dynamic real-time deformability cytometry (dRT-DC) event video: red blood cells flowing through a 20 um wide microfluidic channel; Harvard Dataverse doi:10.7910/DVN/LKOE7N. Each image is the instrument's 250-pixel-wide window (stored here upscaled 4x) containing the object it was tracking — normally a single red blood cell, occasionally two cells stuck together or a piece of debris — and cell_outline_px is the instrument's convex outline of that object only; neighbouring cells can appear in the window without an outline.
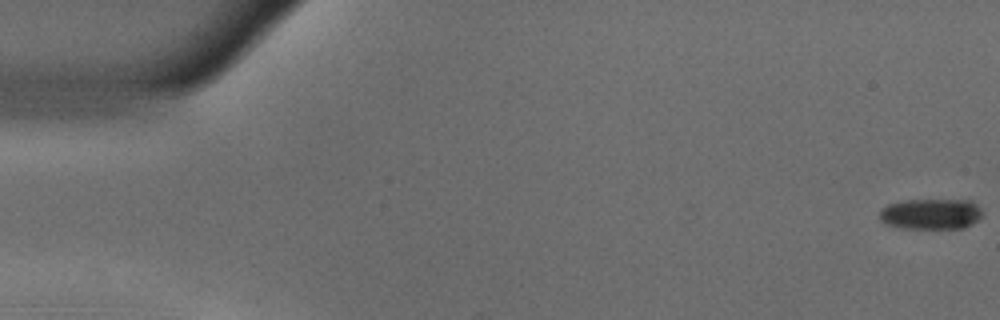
{"species": "common noctule bat (a hibernating species)", "species_latin": "Nyctalus noctula", "temperature_condition": "warm", "stored_images_in_passage": 56, "camera_frame_rate_fps": 3000, "um_per_image_px": 0.085, "animal": {"sex": "male", "body_mass_g": 18.8}, "frame": {"image": 1, "passage_image": 1, "time_ms": 0.0, "image_size_px": [1000, 320], "cell_outline_px": [[984, 212], [972, 224], [964, 228], [900, 228], [884, 224], [880, 220], [880, 212], [888, 204], [908, 200], [972, 200]], "centroid_in_image_um": [79.14, 18.19], "position_along_channel_um": 5.9, "area_um2": 18.38}}
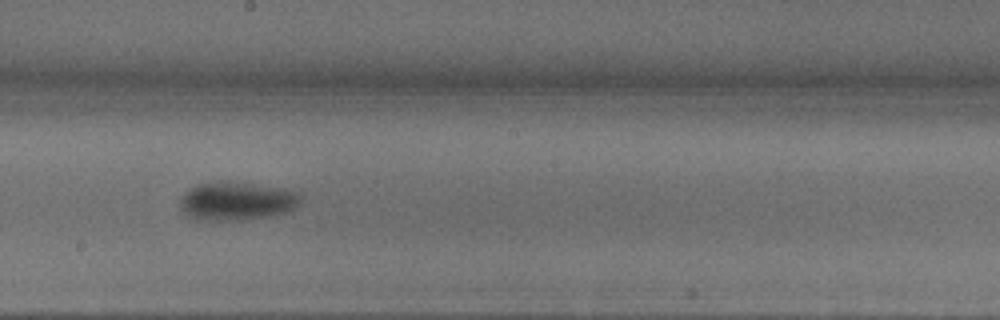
{"frame": {"image": 2, "passage_image": 31, "time_ms": 10.0, "image_size_px": [1000, 320], "cell_outline_px": [[300, 200], [288, 212], [268, 216], [240, 220], [196, 220], [188, 216], [180, 208], [180, 196], [184, 192], [200, 184], [252, 184], [300, 192]], "centroid_in_image_um": [20.08, 17.14], "position_along_channel_um": 228.1, "area_um2": 26.01}}
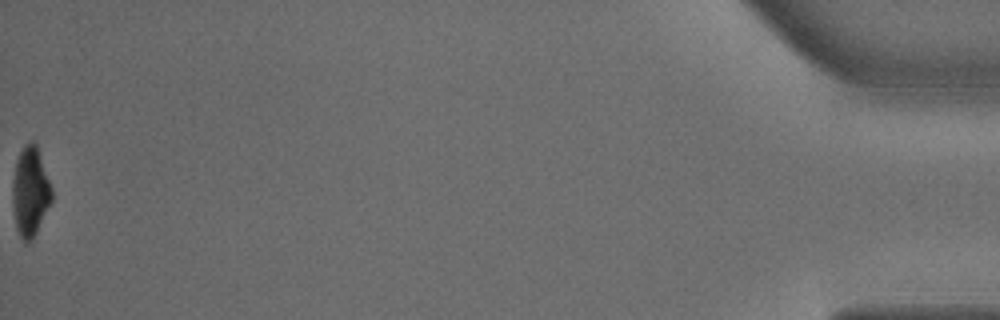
{"frame": {"image": 3, "passage_image": 56, "time_ms": 18.333, "image_size_px": [1000, 320], "cell_outline_px": [[52, 200], [32, 240], [28, 244], [24, 244], [16, 228], [12, 204], [12, 180], [16, 160], [24, 144], [28, 140], [32, 140], [36, 144], [52, 188]], "centroid_in_image_um": [2.55, 16.29], "position_along_channel_um": 432.7, "area_um2": 20.58}, "authors_computed_cell_mechanics": {"area_um2": 23.7558, "velocity_mm_per_s": 3.6697, "shape_relaxation_time_tau1_ms": 3.2499, "shape_relaxation_time_tau2_ms": null, "deformation_change_tau1": 0.1686, "deformation_change_tau2": null}}